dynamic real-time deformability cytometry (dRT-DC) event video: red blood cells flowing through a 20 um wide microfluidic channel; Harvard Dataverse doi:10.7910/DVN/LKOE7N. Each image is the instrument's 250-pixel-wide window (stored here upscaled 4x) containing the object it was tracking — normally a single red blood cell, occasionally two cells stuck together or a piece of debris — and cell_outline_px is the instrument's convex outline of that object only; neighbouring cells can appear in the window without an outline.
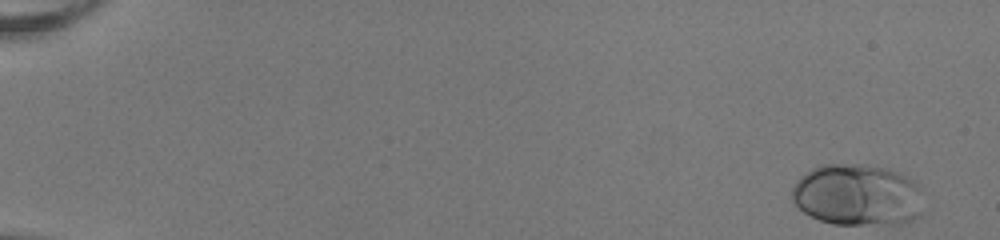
{"species": "human", "species_latin": "Homo sapiens", "temperature_condition": "room temperature", "stored_images_in_passage": 51, "camera_frame_rate_fps": 3000, "um_per_image_px": 0.085, "donor": {"sex": "female"}, "frame": {"image": 1, "passage_image": 1, "time_ms": 0.0, "image_size_px": [1000, 240], "cell_outline_px": [[920, 216], [896, 224], [832, 224], [820, 220], [804, 212], [792, 200], [792, 188], [796, 180], [800, 176], [812, 168], [820, 164], [860, 164], [888, 168], [900, 172], [916, 180], [920, 184]], "centroid_in_image_um": [72.88, 16.55], "position_along_channel_um": 12.1, "area_um2": 47.51}}
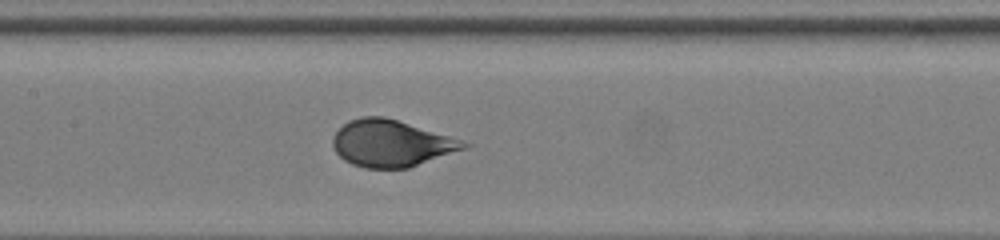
{"frame": {"image": 2, "passage_image": 26, "time_ms": 8.333, "image_size_px": [1000, 240], "cell_outline_px": [[472, 144], [464, 148], [408, 168], [364, 168], [352, 164], [344, 160], [336, 152], [332, 144], [332, 140], [336, 132], [348, 120], [360, 116], [384, 116], [464, 140]], "centroid_in_image_um": [33.23, 12.17], "position_along_channel_um": 174.2, "area_um2": 35.43}}
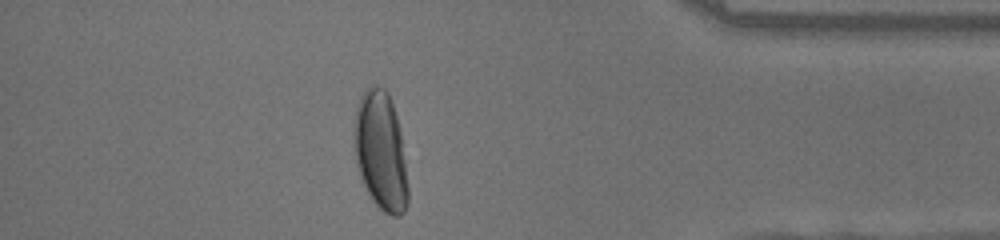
{"frame": {"image": 3, "passage_image": 45, "time_ms": 14.667, "image_size_px": [1000, 240], "cell_outline_px": [[408, 204], [404, 212], [400, 216], [392, 216], [384, 212], [372, 200], [360, 176], [356, 164], [352, 144], [352, 132], [356, 104], [360, 96], [368, 88], [376, 84], [384, 88], [388, 92], [396, 116], [400, 132], [408, 184]], "centroid_in_image_um": [32.32, 12.84], "position_along_channel_um": 402.9, "area_um2": 37.69}, "authors_computed_cell_mechanics": {"area_um2": 37.6856, "velocity_mm_per_s": 4.014, "shape_relaxation_time_tau1_ms": 3.029, "shape_relaxation_time_tau2_ms": null, "deformation_change_tau1": 0.1763, "deformation_change_tau2": null}}